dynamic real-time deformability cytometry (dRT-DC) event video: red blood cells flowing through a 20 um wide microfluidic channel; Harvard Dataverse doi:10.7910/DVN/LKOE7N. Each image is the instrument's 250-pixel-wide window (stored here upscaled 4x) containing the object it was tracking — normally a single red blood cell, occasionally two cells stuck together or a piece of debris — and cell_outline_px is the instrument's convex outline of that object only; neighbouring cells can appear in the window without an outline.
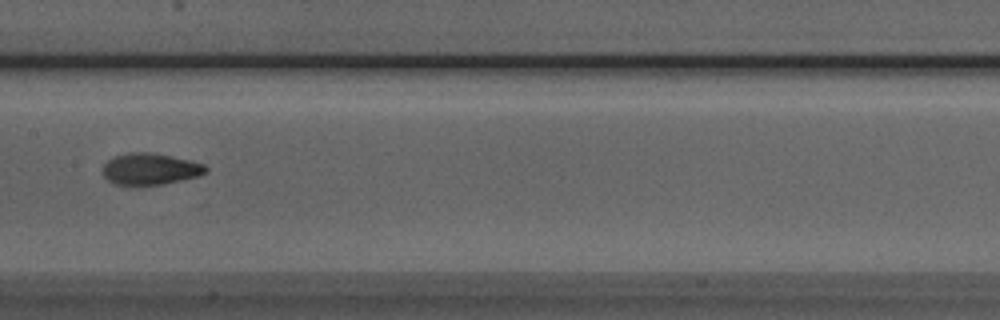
{"species": "Egyptian fruit bat (a non-hibernating species)", "species_latin": "Rousettus aegyptiacus", "temperature_condition": "room temperature", "stored_images_in_passage": 8, "camera_frame_rate_fps": 3000, "um_per_image_px": 0.085, "animal": {"sex": "male"}, "frame": {"image": 1, "passage_image": 8, "time_ms": 8.0, "image_size_px": [1000, 320], "cell_outline_px": [[208, 172], [196, 176], [164, 184], [136, 188], [112, 184], [104, 176], [104, 164], [108, 160], [116, 156], [128, 152], [148, 152], [192, 160], [204, 164], [208, 168]], "centroid_in_image_um": [12.74, 14.4], "position_along_channel_um": 194.7, "area_um2": 19.42}}